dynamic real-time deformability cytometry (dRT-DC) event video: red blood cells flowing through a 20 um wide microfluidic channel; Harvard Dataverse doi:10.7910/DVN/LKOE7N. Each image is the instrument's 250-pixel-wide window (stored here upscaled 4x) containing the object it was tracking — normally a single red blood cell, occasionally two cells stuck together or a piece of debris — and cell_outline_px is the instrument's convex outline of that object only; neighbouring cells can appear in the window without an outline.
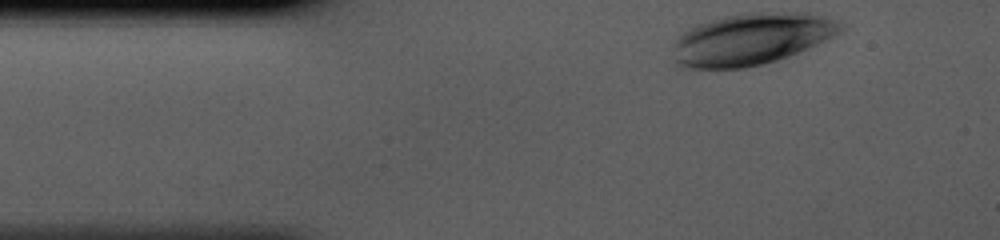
{"species": "human", "species_latin": "Homo sapiens", "temperature_condition": "cold", "stored_images_in_passage": 32, "camera_frame_rate_fps": 3000, "um_per_image_px": 0.085, "donor": {"sex": "male"}, "frame": {"image": 1, "passage_image": 1, "time_ms": 0.0, "image_size_px": [1000, 240], "cell_outline_px": [[844, 28], [840, 32], [816, 44], [788, 56], [764, 64], [744, 68], [676, 68], [676, 40], [688, 28], [696, 24], [724, 16], [740, 12], [808, 12], [836, 20], [844, 24]], "centroid_in_image_um": [63.87, 3.3], "position_along_channel_um": 21.1, "area_um2": 50.4}}
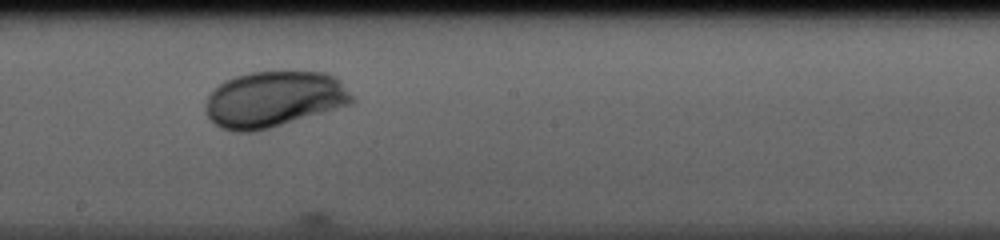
{"frame": {"image": 2, "passage_image": 19, "time_ms": 6.0, "image_size_px": [1000, 240], "cell_outline_px": [[356, 100], [352, 104], [256, 132], [236, 132], [220, 128], [208, 116], [204, 108], [204, 104], [208, 96], [224, 80], [236, 76], [252, 72], [324, 72], [336, 76], [340, 80]], "centroid_in_image_um": [23.29, 8.44], "position_along_channel_um": 224.9, "area_um2": 47.8}}
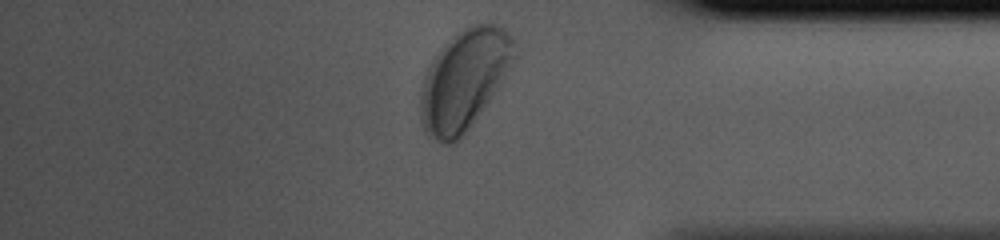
{"frame": {"image": 3, "passage_image": 32, "time_ms": 10.333, "image_size_px": [1000, 240], "cell_outline_px": [[520, 56], [504, 80], [464, 136], [456, 144], [444, 144], [428, 136], [424, 132], [420, 120], [420, 92], [428, 68], [436, 52], [456, 32], [476, 24], [500, 24], [516, 40], [520, 52]], "centroid_in_image_um": [39.52, 6.78], "position_along_channel_um": 395.7, "area_um2": 55.95}}